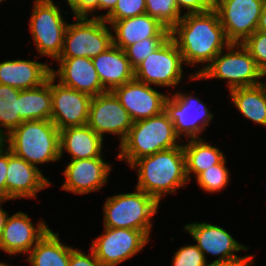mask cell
<instances>
[{
    "instance_id": "27",
    "label": "cell",
    "mask_w": 266,
    "mask_h": 266,
    "mask_svg": "<svg viewBox=\"0 0 266 266\" xmlns=\"http://www.w3.org/2000/svg\"><path fill=\"white\" fill-rule=\"evenodd\" d=\"M185 155L186 175L190 181V174L198 176L205 169L219 164L224 154L217 147L204 142L202 138L189 139L187 144H182Z\"/></svg>"
},
{
    "instance_id": "24",
    "label": "cell",
    "mask_w": 266,
    "mask_h": 266,
    "mask_svg": "<svg viewBox=\"0 0 266 266\" xmlns=\"http://www.w3.org/2000/svg\"><path fill=\"white\" fill-rule=\"evenodd\" d=\"M106 22L115 31L112 35L113 45L123 50L143 39L156 37L165 28L157 19L148 14Z\"/></svg>"
},
{
    "instance_id": "10",
    "label": "cell",
    "mask_w": 266,
    "mask_h": 266,
    "mask_svg": "<svg viewBox=\"0 0 266 266\" xmlns=\"http://www.w3.org/2000/svg\"><path fill=\"white\" fill-rule=\"evenodd\" d=\"M263 0H214L220 24L230 43H243L258 27Z\"/></svg>"
},
{
    "instance_id": "43",
    "label": "cell",
    "mask_w": 266,
    "mask_h": 266,
    "mask_svg": "<svg viewBox=\"0 0 266 266\" xmlns=\"http://www.w3.org/2000/svg\"><path fill=\"white\" fill-rule=\"evenodd\" d=\"M5 201L6 200H0V239H1V236H2V231L4 229L6 219L8 217V212L4 211L1 208V203L3 204Z\"/></svg>"
},
{
    "instance_id": "30",
    "label": "cell",
    "mask_w": 266,
    "mask_h": 266,
    "mask_svg": "<svg viewBox=\"0 0 266 266\" xmlns=\"http://www.w3.org/2000/svg\"><path fill=\"white\" fill-rule=\"evenodd\" d=\"M145 3L146 14L157 19L169 30H171L183 16L175 0H145Z\"/></svg>"
},
{
    "instance_id": "31",
    "label": "cell",
    "mask_w": 266,
    "mask_h": 266,
    "mask_svg": "<svg viewBox=\"0 0 266 266\" xmlns=\"http://www.w3.org/2000/svg\"><path fill=\"white\" fill-rule=\"evenodd\" d=\"M170 37V30L164 28L156 37L143 39L124 49L130 64L135 68L146 59L152 52L158 49Z\"/></svg>"
},
{
    "instance_id": "44",
    "label": "cell",
    "mask_w": 266,
    "mask_h": 266,
    "mask_svg": "<svg viewBox=\"0 0 266 266\" xmlns=\"http://www.w3.org/2000/svg\"><path fill=\"white\" fill-rule=\"evenodd\" d=\"M7 146V135L5 131L0 130V151Z\"/></svg>"
},
{
    "instance_id": "45",
    "label": "cell",
    "mask_w": 266,
    "mask_h": 266,
    "mask_svg": "<svg viewBox=\"0 0 266 266\" xmlns=\"http://www.w3.org/2000/svg\"><path fill=\"white\" fill-rule=\"evenodd\" d=\"M265 76H266V70L261 71V78L265 77ZM259 86L263 89V92H264L265 97H266V84L260 81Z\"/></svg>"
},
{
    "instance_id": "38",
    "label": "cell",
    "mask_w": 266,
    "mask_h": 266,
    "mask_svg": "<svg viewBox=\"0 0 266 266\" xmlns=\"http://www.w3.org/2000/svg\"><path fill=\"white\" fill-rule=\"evenodd\" d=\"M69 266H103L96 258L93 251L90 254L82 252V250L74 249L70 255Z\"/></svg>"
},
{
    "instance_id": "8",
    "label": "cell",
    "mask_w": 266,
    "mask_h": 266,
    "mask_svg": "<svg viewBox=\"0 0 266 266\" xmlns=\"http://www.w3.org/2000/svg\"><path fill=\"white\" fill-rule=\"evenodd\" d=\"M52 0H35L29 29L40 55L57 59L63 49L68 24Z\"/></svg>"
},
{
    "instance_id": "46",
    "label": "cell",
    "mask_w": 266,
    "mask_h": 266,
    "mask_svg": "<svg viewBox=\"0 0 266 266\" xmlns=\"http://www.w3.org/2000/svg\"><path fill=\"white\" fill-rule=\"evenodd\" d=\"M0 266H10V265L0 262Z\"/></svg>"
},
{
    "instance_id": "25",
    "label": "cell",
    "mask_w": 266,
    "mask_h": 266,
    "mask_svg": "<svg viewBox=\"0 0 266 266\" xmlns=\"http://www.w3.org/2000/svg\"><path fill=\"white\" fill-rule=\"evenodd\" d=\"M58 235L50 229L32 248L26 261L31 266H69L74 248L63 245Z\"/></svg>"
},
{
    "instance_id": "3",
    "label": "cell",
    "mask_w": 266,
    "mask_h": 266,
    "mask_svg": "<svg viewBox=\"0 0 266 266\" xmlns=\"http://www.w3.org/2000/svg\"><path fill=\"white\" fill-rule=\"evenodd\" d=\"M179 136L167 113L133 122L124 141L120 144L117 155L119 160H126L131 166L139 158L156 152L178 147Z\"/></svg>"
},
{
    "instance_id": "41",
    "label": "cell",
    "mask_w": 266,
    "mask_h": 266,
    "mask_svg": "<svg viewBox=\"0 0 266 266\" xmlns=\"http://www.w3.org/2000/svg\"><path fill=\"white\" fill-rule=\"evenodd\" d=\"M257 30L266 32V0H263L262 3L261 16Z\"/></svg>"
},
{
    "instance_id": "21",
    "label": "cell",
    "mask_w": 266,
    "mask_h": 266,
    "mask_svg": "<svg viewBox=\"0 0 266 266\" xmlns=\"http://www.w3.org/2000/svg\"><path fill=\"white\" fill-rule=\"evenodd\" d=\"M48 64L32 60H8L0 63V84L19 90L31 89L44 84L51 76Z\"/></svg>"
},
{
    "instance_id": "22",
    "label": "cell",
    "mask_w": 266,
    "mask_h": 266,
    "mask_svg": "<svg viewBox=\"0 0 266 266\" xmlns=\"http://www.w3.org/2000/svg\"><path fill=\"white\" fill-rule=\"evenodd\" d=\"M92 62L102 86L107 91L135 78L134 68L124 50L113 44L105 52L92 58Z\"/></svg>"
},
{
    "instance_id": "12",
    "label": "cell",
    "mask_w": 266,
    "mask_h": 266,
    "mask_svg": "<svg viewBox=\"0 0 266 266\" xmlns=\"http://www.w3.org/2000/svg\"><path fill=\"white\" fill-rule=\"evenodd\" d=\"M164 111L173 122L179 138L184 134L188 139L200 138L198 135L206 129L214 115L199 98L182 92L166 98Z\"/></svg>"
},
{
    "instance_id": "19",
    "label": "cell",
    "mask_w": 266,
    "mask_h": 266,
    "mask_svg": "<svg viewBox=\"0 0 266 266\" xmlns=\"http://www.w3.org/2000/svg\"><path fill=\"white\" fill-rule=\"evenodd\" d=\"M42 174L37 166L17 157L8 148L6 201L16 198H35L38 192L51 185Z\"/></svg>"
},
{
    "instance_id": "11",
    "label": "cell",
    "mask_w": 266,
    "mask_h": 266,
    "mask_svg": "<svg viewBox=\"0 0 266 266\" xmlns=\"http://www.w3.org/2000/svg\"><path fill=\"white\" fill-rule=\"evenodd\" d=\"M91 243L90 250L103 266H117L139 253L149 243L142 231L125 228H108Z\"/></svg>"
},
{
    "instance_id": "39",
    "label": "cell",
    "mask_w": 266,
    "mask_h": 266,
    "mask_svg": "<svg viewBox=\"0 0 266 266\" xmlns=\"http://www.w3.org/2000/svg\"><path fill=\"white\" fill-rule=\"evenodd\" d=\"M8 166V147L0 151V200H6V174Z\"/></svg>"
},
{
    "instance_id": "36",
    "label": "cell",
    "mask_w": 266,
    "mask_h": 266,
    "mask_svg": "<svg viewBox=\"0 0 266 266\" xmlns=\"http://www.w3.org/2000/svg\"><path fill=\"white\" fill-rule=\"evenodd\" d=\"M74 17H89L98 9V0H66Z\"/></svg>"
},
{
    "instance_id": "20",
    "label": "cell",
    "mask_w": 266,
    "mask_h": 266,
    "mask_svg": "<svg viewBox=\"0 0 266 266\" xmlns=\"http://www.w3.org/2000/svg\"><path fill=\"white\" fill-rule=\"evenodd\" d=\"M60 68L51 69V76L59 83L91 97L107 92L102 86L92 59L87 57L57 58Z\"/></svg>"
},
{
    "instance_id": "7",
    "label": "cell",
    "mask_w": 266,
    "mask_h": 266,
    "mask_svg": "<svg viewBox=\"0 0 266 266\" xmlns=\"http://www.w3.org/2000/svg\"><path fill=\"white\" fill-rule=\"evenodd\" d=\"M66 27L63 49L58 58H94L112 44V33L102 18L76 17Z\"/></svg>"
},
{
    "instance_id": "42",
    "label": "cell",
    "mask_w": 266,
    "mask_h": 266,
    "mask_svg": "<svg viewBox=\"0 0 266 266\" xmlns=\"http://www.w3.org/2000/svg\"><path fill=\"white\" fill-rule=\"evenodd\" d=\"M253 262H211L205 266H251ZM251 264V265H250Z\"/></svg>"
},
{
    "instance_id": "9",
    "label": "cell",
    "mask_w": 266,
    "mask_h": 266,
    "mask_svg": "<svg viewBox=\"0 0 266 266\" xmlns=\"http://www.w3.org/2000/svg\"><path fill=\"white\" fill-rule=\"evenodd\" d=\"M183 64L181 52L169 37L134 68V76L148 85L173 87L182 81Z\"/></svg>"
},
{
    "instance_id": "1",
    "label": "cell",
    "mask_w": 266,
    "mask_h": 266,
    "mask_svg": "<svg viewBox=\"0 0 266 266\" xmlns=\"http://www.w3.org/2000/svg\"><path fill=\"white\" fill-rule=\"evenodd\" d=\"M170 37L181 52L183 62L192 66L206 62L208 66L230 44L214 9L184 13L170 30Z\"/></svg>"
},
{
    "instance_id": "32",
    "label": "cell",
    "mask_w": 266,
    "mask_h": 266,
    "mask_svg": "<svg viewBox=\"0 0 266 266\" xmlns=\"http://www.w3.org/2000/svg\"><path fill=\"white\" fill-rule=\"evenodd\" d=\"M226 158L219 164L211 166L202 171L196 178V181L205 192L216 193L228 185L230 179L229 171L226 168Z\"/></svg>"
},
{
    "instance_id": "6",
    "label": "cell",
    "mask_w": 266,
    "mask_h": 266,
    "mask_svg": "<svg viewBox=\"0 0 266 266\" xmlns=\"http://www.w3.org/2000/svg\"><path fill=\"white\" fill-rule=\"evenodd\" d=\"M225 50V54L222 50L208 66L190 75L191 79H225L229 91L259 85L261 70L242 43H230Z\"/></svg>"
},
{
    "instance_id": "33",
    "label": "cell",
    "mask_w": 266,
    "mask_h": 266,
    "mask_svg": "<svg viewBox=\"0 0 266 266\" xmlns=\"http://www.w3.org/2000/svg\"><path fill=\"white\" fill-rule=\"evenodd\" d=\"M146 14L145 0H118L115 8L104 17L105 21H117Z\"/></svg>"
},
{
    "instance_id": "14",
    "label": "cell",
    "mask_w": 266,
    "mask_h": 266,
    "mask_svg": "<svg viewBox=\"0 0 266 266\" xmlns=\"http://www.w3.org/2000/svg\"><path fill=\"white\" fill-rule=\"evenodd\" d=\"M186 230L197 242V247L206 254L219 256L213 262H253L252 255L238 257L235 252L248 250L236 241L224 228L206 222L185 225Z\"/></svg>"
},
{
    "instance_id": "2",
    "label": "cell",
    "mask_w": 266,
    "mask_h": 266,
    "mask_svg": "<svg viewBox=\"0 0 266 266\" xmlns=\"http://www.w3.org/2000/svg\"><path fill=\"white\" fill-rule=\"evenodd\" d=\"M131 168H136L138 172L136 188L159 203L163 196L175 193L178 188L190 183L182 145L139 158Z\"/></svg>"
},
{
    "instance_id": "5",
    "label": "cell",
    "mask_w": 266,
    "mask_h": 266,
    "mask_svg": "<svg viewBox=\"0 0 266 266\" xmlns=\"http://www.w3.org/2000/svg\"><path fill=\"white\" fill-rule=\"evenodd\" d=\"M159 204L155 198L137 188L133 193L108 197L103 207L104 227L139 230L150 238V219L158 212Z\"/></svg>"
},
{
    "instance_id": "18",
    "label": "cell",
    "mask_w": 266,
    "mask_h": 266,
    "mask_svg": "<svg viewBox=\"0 0 266 266\" xmlns=\"http://www.w3.org/2000/svg\"><path fill=\"white\" fill-rule=\"evenodd\" d=\"M49 230L44 221H40L35 228L27 214L17 212L6 219L0 249L13 256L19 253L29 254Z\"/></svg>"
},
{
    "instance_id": "35",
    "label": "cell",
    "mask_w": 266,
    "mask_h": 266,
    "mask_svg": "<svg viewBox=\"0 0 266 266\" xmlns=\"http://www.w3.org/2000/svg\"><path fill=\"white\" fill-rule=\"evenodd\" d=\"M173 266H205L206 256L197 245L183 246L177 250L173 257Z\"/></svg>"
},
{
    "instance_id": "28",
    "label": "cell",
    "mask_w": 266,
    "mask_h": 266,
    "mask_svg": "<svg viewBox=\"0 0 266 266\" xmlns=\"http://www.w3.org/2000/svg\"><path fill=\"white\" fill-rule=\"evenodd\" d=\"M230 97L243 116L266 126V97L259 85L230 90Z\"/></svg>"
},
{
    "instance_id": "23",
    "label": "cell",
    "mask_w": 266,
    "mask_h": 266,
    "mask_svg": "<svg viewBox=\"0 0 266 266\" xmlns=\"http://www.w3.org/2000/svg\"><path fill=\"white\" fill-rule=\"evenodd\" d=\"M87 124L60 130V157L66 151L70 160L100 157L103 141Z\"/></svg>"
},
{
    "instance_id": "40",
    "label": "cell",
    "mask_w": 266,
    "mask_h": 266,
    "mask_svg": "<svg viewBox=\"0 0 266 266\" xmlns=\"http://www.w3.org/2000/svg\"><path fill=\"white\" fill-rule=\"evenodd\" d=\"M118 0H98V10H108L105 15H93L92 18H102L108 15L114 8Z\"/></svg>"
},
{
    "instance_id": "34",
    "label": "cell",
    "mask_w": 266,
    "mask_h": 266,
    "mask_svg": "<svg viewBox=\"0 0 266 266\" xmlns=\"http://www.w3.org/2000/svg\"><path fill=\"white\" fill-rule=\"evenodd\" d=\"M242 45L254 58L258 68L261 71L266 70V32L256 30Z\"/></svg>"
},
{
    "instance_id": "29",
    "label": "cell",
    "mask_w": 266,
    "mask_h": 266,
    "mask_svg": "<svg viewBox=\"0 0 266 266\" xmlns=\"http://www.w3.org/2000/svg\"><path fill=\"white\" fill-rule=\"evenodd\" d=\"M19 93L17 88L0 84V130L6 128L7 136L23 122L19 116Z\"/></svg>"
},
{
    "instance_id": "4",
    "label": "cell",
    "mask_w": 266,
    "mask_h": 266,
    "mask_svg": "<svg viewBox=\"0 0 266 266\" xmlns=\"http://www.w3.org/2000/svg\"><path fill=\"white\" fill-rule=\"evenodd\" d=\"M60 130L51 120L23 121L7 136L11 152L36 166L60 157Z\"/></svg>"
},
{
    "instance_id": "26",
    "label": "cell",
    "mask_w": 266,
    "mask_h": 266,
    "mask_svg": "<svg viewBox=\"0 0 266 266\" xmlns=\"http://www.w3.org/2000/svg\"><path fill=\"white\" fill-rule=\"evenodd\" d=\"M19 106V116L23 121L51 120V76L38 87L20 90Z\"/></svg>"
},
{
    "instance_id": "16",
    "label": "cell",
    "mask_w": 266,
    "mask_h": 266,
    "mask_svg": "<svg viewBox=\"0 0 266 266\" xmlns=\"http://www.w3.org/2000/svg\"><path fill=\"white\" fill-rule=\"evenodd\" d=\"M150 86L134 78L112 90L133 122L148 119L164 111V102L168 96Z\"/></svg>"
},
{
    "instance_id": "13",
    "label": "cell",
    "mask_w": 266,
    "mask_h": 266,
    "mask_svg": "<svg viewBox=\"0 0 266 266\" xmlns=\"http://www.w3.org/2000/svg\"><path fill=\"white\" fill-rule=\"evenodd\" d=\"M87 125L102 139L105 133L118 135L120 144L133 125L127 110L112 91L92 97Z\"/></svg>"
},
{
    "instance_id": "17",
    "label": "cell",
    "mask_w": 266,
    "mask_h": 266,
    "mask_svg": "<svg viewBox=\"0 0 266 266\" xmlns=\"http://www.w3.org/2000/svg\"><path fill=\"white\" fill-rule=\"evenodd\" d=\"M111 168V164L106 163L102 155L71 160L63 171L65 181L61 189L81 195L98 191L108 182Z\"/></svg>"
},
{
    "instance_id": "37",
    "label": "cell",
    "mask_w": 266,
    "mask_h": 266,
    "mask_svg": "<svg viewBox=\"0 0 266 266\" xmlns=\"http://www.w3.org/2000/svg\"><path fill=\"white\" fill-rule=\"evenodd\" d=\"M179 11L187 9V13H203L214 8V0H175Z\"/></svg>"
},
{
    "instance_id": "15",
    "label": "cell",
    "mask_w": 266,
    "mask_h": 266,
    "mask_svg": "<svg viewBox=\"0 0 266 266\" xmlns=\"http://www.w3.org/2000/svg\"><path fill=\"white\" fill-rule=\"evenodd\" d=\"M55 80L51 76V121L59 130L86 125L92 97L59 82L56 84Z\"/></svg>"
}]
</instances>
